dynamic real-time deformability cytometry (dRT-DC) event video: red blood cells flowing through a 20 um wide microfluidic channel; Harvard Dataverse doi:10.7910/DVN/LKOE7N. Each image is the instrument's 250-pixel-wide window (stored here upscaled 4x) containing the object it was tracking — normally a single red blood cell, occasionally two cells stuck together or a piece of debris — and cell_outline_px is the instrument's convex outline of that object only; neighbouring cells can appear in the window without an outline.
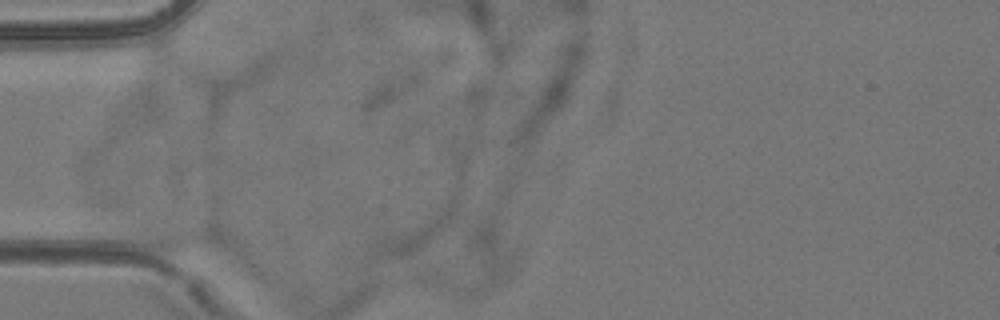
{"species": "common noctule bat (a hibernating species)", "species_latin": "Nyctalus noctula", "temperature_condition": "room temperature", "stored_images_in_passage": 4, "camera_frame_rate_fps": 3000, "um_per_image_px": 0.085, "animal": {"sex": "female", "body_mass_g": 24.6, "forearm_length_mm": 56.2}, "frame": {"image": 1, "passage_image": 1, "time_ms": 0.0, "image_size_px": [1000, 320], "cell_outline_px": [[228, 248], [172, 252], [168, 252], [152, 248], [128, 228], [124, 224], [136, 220], [144, 220], [216, 228], [224, 240]], "centroid_in_image_um": [15.03, 20.08], "position_along_channel_um": 70.0, "area_um2": 16.07}}